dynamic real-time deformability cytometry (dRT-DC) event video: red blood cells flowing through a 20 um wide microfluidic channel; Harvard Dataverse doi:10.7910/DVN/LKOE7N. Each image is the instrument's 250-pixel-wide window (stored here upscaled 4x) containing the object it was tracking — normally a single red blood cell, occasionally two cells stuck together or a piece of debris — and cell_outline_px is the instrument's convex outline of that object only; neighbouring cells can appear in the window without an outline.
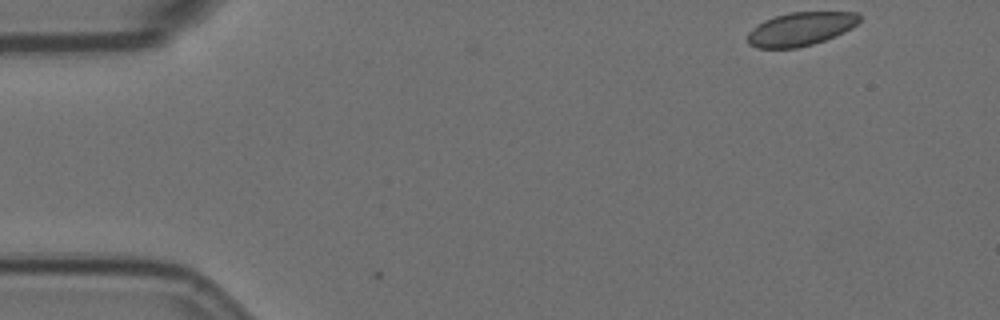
{"species": "Egyptian fruit bat (a non-hibernating species)", "species_latin": "Rousettus aegyptiacus", "temperature_condition": "room temperature", "stored_images_in_passage": 3, "camera_frame_rate_fps": 3000, "um_per_image_px": 0.085, "animal": {"sex": "female"}, "frame": {"image": 1, "passage_image": 1, "time_ms": 0.0, "image_size_px": [1000, 320], "cell_outline_px": [[860, 20], [852, 28], [836, 36], [812, 44], [796, 48], [756, 48], [748, 44], [748, 32], [764, 20], [788, 12], [856, 12], [860, 16]], "centroid_in_image_um": [68.05, 2.46], "position_along_channel_um": 16.9, "area_um2": 21.79}}